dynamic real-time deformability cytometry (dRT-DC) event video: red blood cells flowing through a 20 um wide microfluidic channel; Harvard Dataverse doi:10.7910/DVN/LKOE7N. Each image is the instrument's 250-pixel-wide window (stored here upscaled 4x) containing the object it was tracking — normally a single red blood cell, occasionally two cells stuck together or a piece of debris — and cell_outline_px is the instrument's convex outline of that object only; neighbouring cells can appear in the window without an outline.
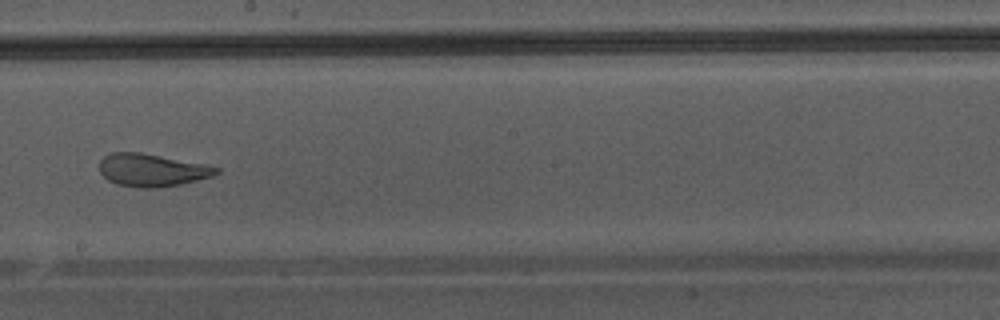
{"species": "Egyptian fruit bat (a non-hibernating species)", "species_latin": "Rousettus aegyptiacus", "temperature_condition": "warm", "stored_images_in_passage": 46, "camera_frame_rate_fps": 3000, "um_per_image_px": 0.085, "animal": {"sex": "male"}, "frame": {"image": 1, "passage_image": 27, "time_ms": 8.667, "image_size_px": [1000, 320], "cell_outline_px": [[220, 172], [216, 176], [180, 184], [160, 188], [140, 188], [116, 184], [108, 180], [100, 172], [100, 160], [104, 156], [112, 152], [140, 152], [208, 164], [220, 168]], "centroid_in_image_um": [12.97, 14.46], "position_along_channel_um": 235.2, "area_um2": 22.6}}